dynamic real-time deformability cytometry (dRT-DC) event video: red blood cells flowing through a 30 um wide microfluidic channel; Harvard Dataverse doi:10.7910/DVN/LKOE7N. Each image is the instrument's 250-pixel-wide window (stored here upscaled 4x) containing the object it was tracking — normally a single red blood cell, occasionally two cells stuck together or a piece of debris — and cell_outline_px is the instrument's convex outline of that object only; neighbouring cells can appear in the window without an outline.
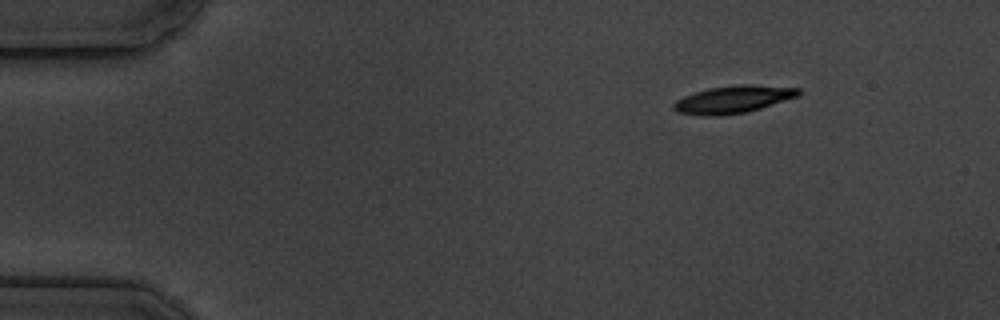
{"species": "common noctule bat (a hibernating species)", "species_latin": "Nyctalus noctula", "temperature_condition": "cold", "stored_images_in_passage": 9, "camera_frame_rate_fps": 3000, "um_per_image_px": 0.085, "animal": {"sex": "male", "body_mass_g": 19.5, "forearm_length_mm": 54.6}, "frame": {"image": 1, "passage_image": 1, "time_ms": 0.0, "image_size_px": [1000, 320], "cell_outline_px": [[800, 96], [760, 108], [744, 112], [716, 116], [704, 116], [680, 112], [672, 108], [672, 104], [676, 100], [684, 96], [708, 88], [736, 84], [752, 84], [800, 88]], "centroid_in_image_um": [62.33, 8.43], "position_along_channel_um": 22.7, "area_um2": 19.94}}
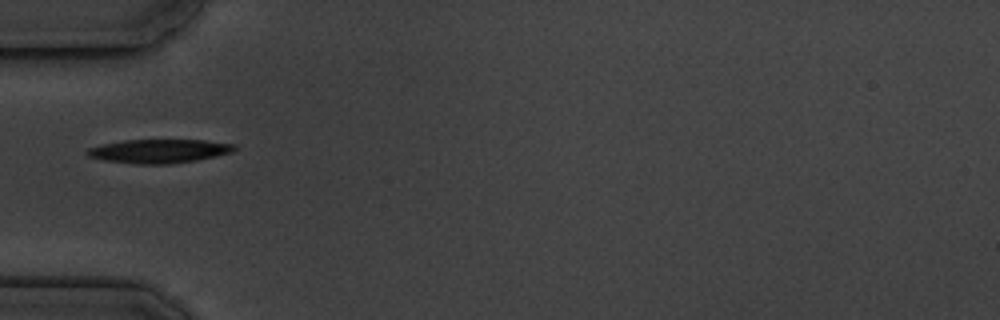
{"frame": {"image": 2, "passage_image": 4, "time_ms": 3.667, "image_size_px": [1000, 320], "cell_outline_px": [[236, 148], [232, 152], [216, 156], [196, 160], [168, 164], [136, 164], [104, 160], [88, 156], [84, 152], [88, 148], [104, 144], [124, 140], [204, 140], [236, 144]], "centroid_in_image_um": [13.52, 12.84], "position_along_channel_um": 71.5, "area_um2": 20.35}}
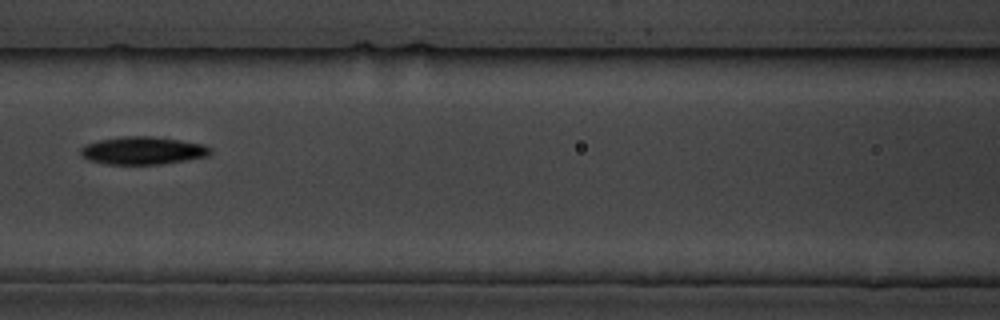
{"frame": {"image": 3, "passage_image": 6, "time_ms": 6.0, "image_size_px": [1000, 320], "cell_outline_px": [[212, 152], [208, 156], [160, 164], [104, 164], [88, 160], [80, 156], [80, 148], [84, 144], [100, 140], [120, 136], [152, 136], [180, 140], [204, 144], [212, 148]], "centroid_in_image_um": [12.11, 12.79], "position_along_channel_um": 154.5, "area_um2": 21.15}}